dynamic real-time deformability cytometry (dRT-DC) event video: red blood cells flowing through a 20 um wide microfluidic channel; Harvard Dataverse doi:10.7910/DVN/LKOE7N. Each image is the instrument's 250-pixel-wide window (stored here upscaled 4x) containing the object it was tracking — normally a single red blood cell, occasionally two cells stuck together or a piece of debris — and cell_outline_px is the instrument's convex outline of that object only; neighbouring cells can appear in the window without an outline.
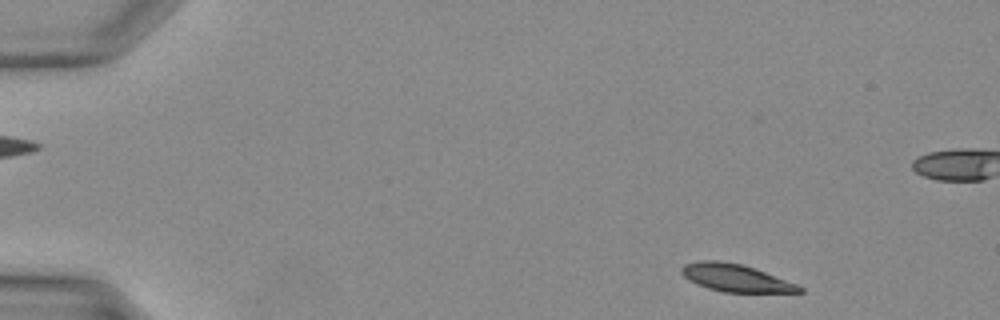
{"species": "Egyptian fruit bat (a non-hibernating species)", "species_latin": "Rousettus aegyptiacus", "temperature_condition": "warm", "stored_images_in_passage": 37, "segment_of_instrument_passage": [1, 2], "camera_frame_rate_fps": 3000, "um_per_image_px": 0.085, "animal": {"sex": "female"}, "frame": {"image": 1, "passage_image": 2, "time_ms": 0.333, "image_size_px": [1000, 320], "cell_outline_px": [[804, 292], [724, 292], [708, 288], [696, 284], [688, 280], [680, 272], [680, 268], [684, 264], [700, 260], [716, 260], [740, 264], [764, 272], [796, 284], [804, 288]], "centroid_in_image_um": [62.46, 23.62], "position_along_channel_um": 22.5, "area_um2": 18.61}}
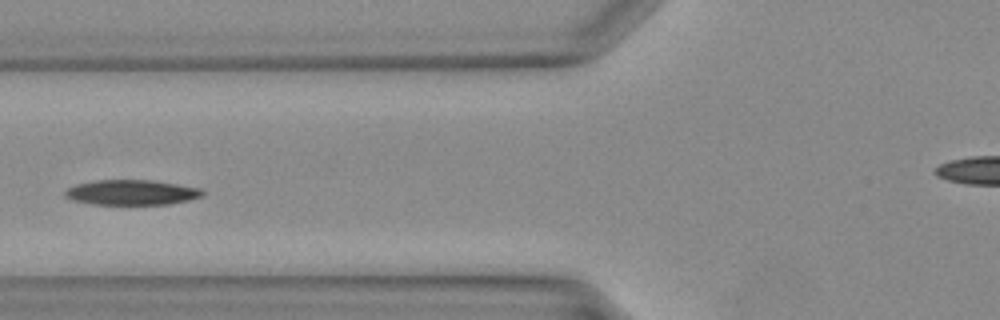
{"frame": {"image": 2, "passage_image": 13, "time_ms": 4.0, "image_size_px": [1000, 320], "cell_outline_px": [[204, 192], [200, 196], [188, 200], [168, 204], [92, 204], [72, 200], [64, 196], [64, 192], [68, 188], [76, 184], [96, 180], [152, 180], [200, 188]], "centroid_in_image_um": [11.14, 16.35], "position_along_channel_um": 114.7, "area_um2": 19.94}}
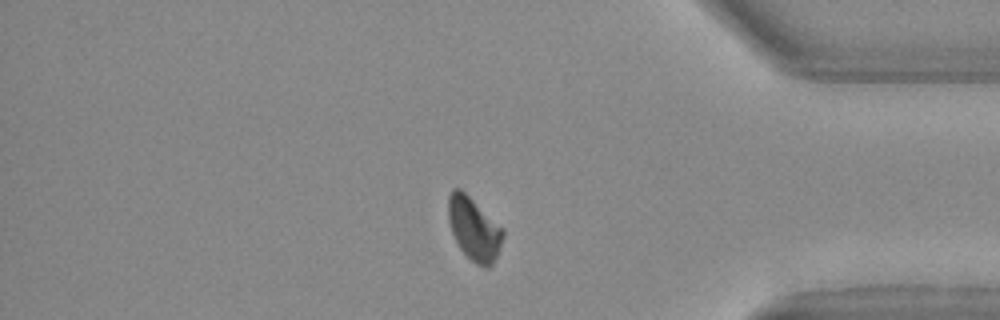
{"frame": {"image": 3, "passage_image": 30, "time_ms": 9.667, "image_size_px": [1000, 320], "cell_outline_px": [[504, 236], [496, 256], [492, 264], [488, 268], [476, 264], [460, 248], [452, 232], [448, 220], [448, 196], [452, 188], [460, 188], [504, 232]], "centroid_in_image_um": [40.24, 19.46], "position_along_channel_um": 395.0, "area_um2": 19.31}}